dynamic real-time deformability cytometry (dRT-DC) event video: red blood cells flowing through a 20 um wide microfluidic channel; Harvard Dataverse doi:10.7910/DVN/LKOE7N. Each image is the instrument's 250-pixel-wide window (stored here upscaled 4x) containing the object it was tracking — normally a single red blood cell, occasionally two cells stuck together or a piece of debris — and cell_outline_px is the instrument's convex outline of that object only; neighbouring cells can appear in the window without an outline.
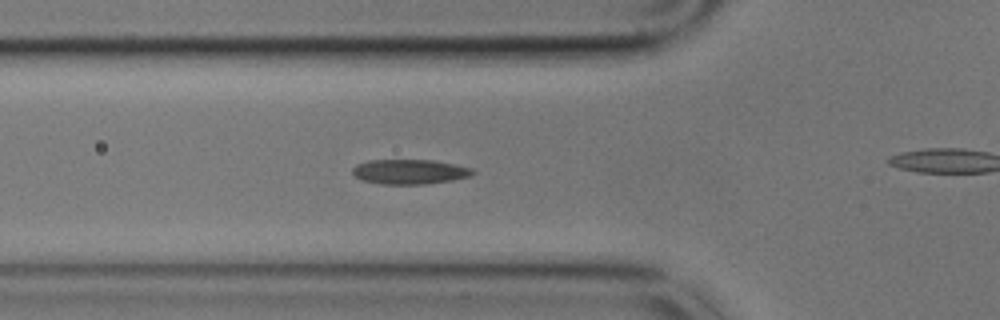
{"species": "common noctule bat (a hibernating species)", "species_latin": "Nyctalus noctula", "temperature_condition": "cold", "stored_images_in_passage": 58, "camera_frame_rate_fps": 3000, "um_per_image_px": 0.085, "animal": {"sex": "male", "body_mass_g": 17.9}, "frame": {"image": 1, "passage_image": 19, "time_ms": 6.0, "image_size_px": [1000, 320], "cell_outline_px": [[476, 172], [468, 176], [452, 180], [424, 184], [380, 184], [364, 180], [356, 176], [352, 172], [352, 168], [356, 164], [368, 160], [436, 160], [456, 164], [472, 168]], "centroid_in_image_um": [34.83, 14.58], "position_along_channel_um": 91.0, "area_um2": 17.34}}
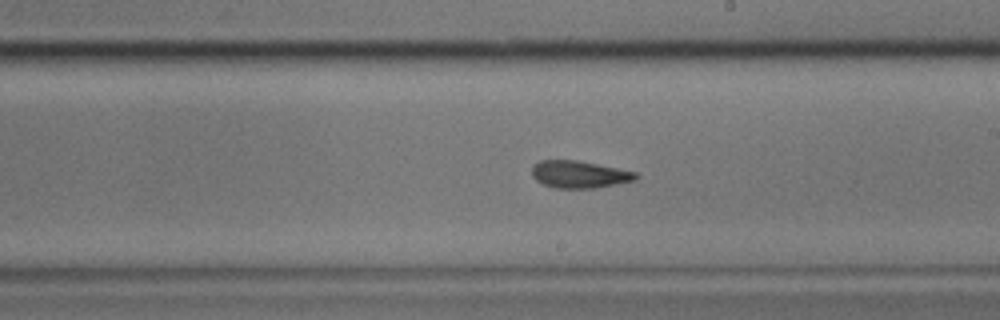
{"frame": {"image": 2, "passage_image": 32, "time_ms": 10.333, "image_size_px": [1000, 320], "cell_outline_px": [[640, 176], [636, 180], [596, 188], [556, 188], [544, 184], [536, 180], [532, 176], [532, 164], [540, 160], [576, 160], [636, 172]], "centroid_in_image_um": [49.23, 14.82], "position_along_channel_um": 239.8, "area_um2": 16.47}}
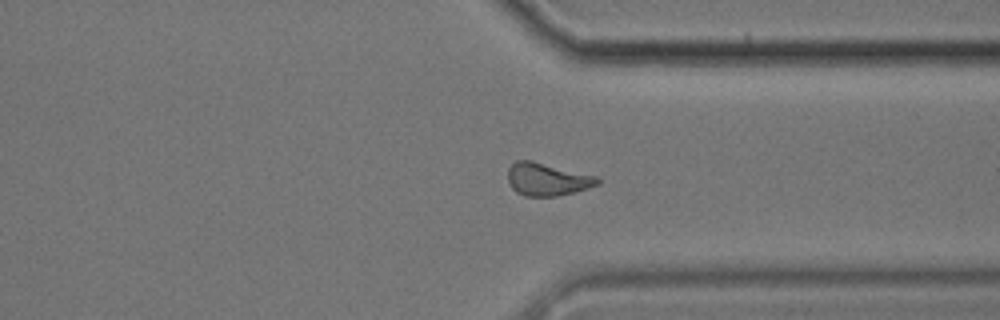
{"frame": {"image": 3, "passage_image": 43, "time_ms": 14.0, "image_size_px": [1000, 320], "cell_outline_px": [[600, 184], [576, 192], [556, 196], [524, 196], [516, 192], [512, 188], [508, 180], [508, 168], [516, 160], [532, 160], [596, 176], [600, 180]], "centroid_in_image_um": [46.51, 15.24], "position_along_channel_um": 364.9, "area_um2": 17.17}, "authors_computed_cell_mechanics": {"area_um2": 16.9354, "velocity_mm_per_s": 3.4199, "shape_relaxation_time_tau1_ms": null, "shape_relaxation_time_tau2_ms": 4.5077, "deformation_change_tau1": null, "deformation_change_tau2": 0.1007}}